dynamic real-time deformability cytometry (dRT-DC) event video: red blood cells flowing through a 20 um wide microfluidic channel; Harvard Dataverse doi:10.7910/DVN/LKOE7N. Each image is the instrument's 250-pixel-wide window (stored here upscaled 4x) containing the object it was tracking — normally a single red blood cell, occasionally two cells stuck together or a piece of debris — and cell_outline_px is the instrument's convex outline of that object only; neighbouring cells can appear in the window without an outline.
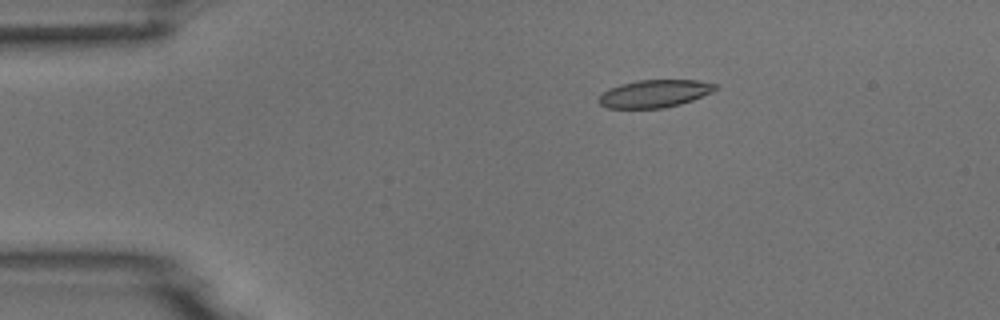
{"species": "common noctule bat (a hibernating species)", "species_latin": "Nyctalus noctula", "temperature_condition": "room temperature", "stored_images_in_passage": 6, "camera_frame_rate_fps": 3000, "um_per_image_px": 0.085, "animal": {"sex": "male", "body_mass_g": 18.8}, "frame": {"image": 1, "passage_image": 3, "time_ms": 2.333, "image_size_px": [1000, 320], "cell_outline_px": [[720, 88], [712, 92], [692, 100], [680, 104], [664, 108], [608, 108], [600, 104], [596, 100], [604, 92], [620, 84], [636, 80], [700, 80], [716, 84]], "centroid_in_image_um": [55.67, 7.95], "position_along_channel_um": 29.3, "area_um2": 18.79}}
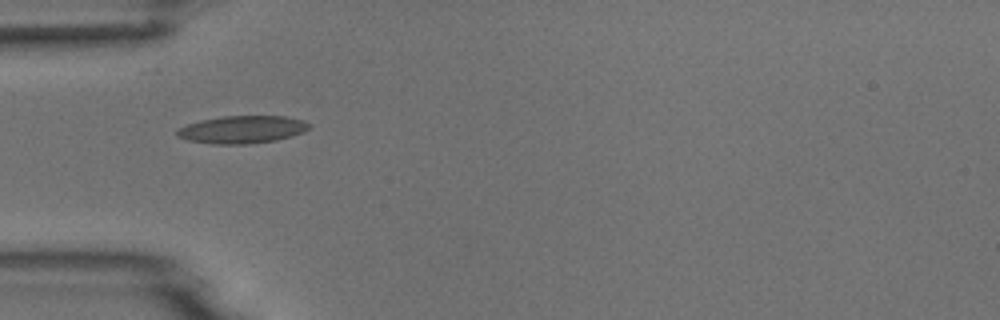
{"frame": {"image": 2, "passage_image": 5, "time_ms": 4.667, "image_size_px": [1000, 320], "cell_outline_px": [[312, 128], [304, 132], [292, 136], [276, 140], [248, 144], [212, 144], [188, 140], [176, 136], [176, 132], [180, 128], [188, 124], [200, 120], [224, 116], [284, 116], [304, 120], [312, 124]], "centroid_in_image_um": [20.64, 11.01], "position_along_channel_um": 64.4, "area_um2": 21.39}}
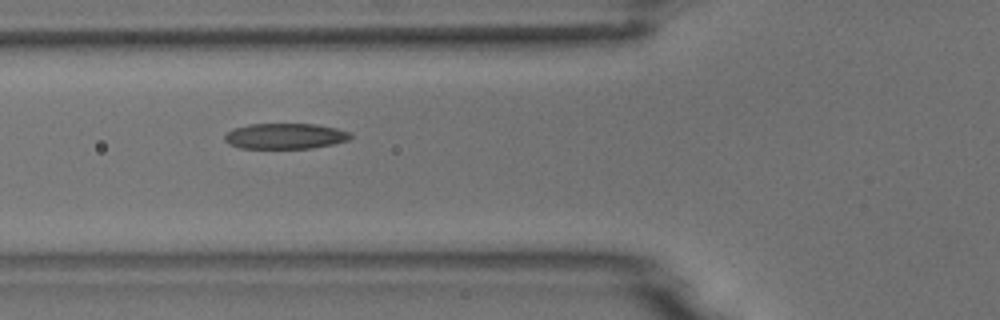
{"frame": {"image": 3, "passage_image": 6, "time_ms": 5.667, "image_size_px": [1000, 320], "cell_outline_px": [[352, 136], [348, 140], [332, 144], [312, 148], [240, 148], [228, 144], [224, 140], [224, 136], [232, 128], [248, 124], [316, 124], [336, 128], [352, 132]], "centroid_in_image_um": [24.23, 11.56], "position_along_channel_um": 101.6, "area_um2": 18.9}}